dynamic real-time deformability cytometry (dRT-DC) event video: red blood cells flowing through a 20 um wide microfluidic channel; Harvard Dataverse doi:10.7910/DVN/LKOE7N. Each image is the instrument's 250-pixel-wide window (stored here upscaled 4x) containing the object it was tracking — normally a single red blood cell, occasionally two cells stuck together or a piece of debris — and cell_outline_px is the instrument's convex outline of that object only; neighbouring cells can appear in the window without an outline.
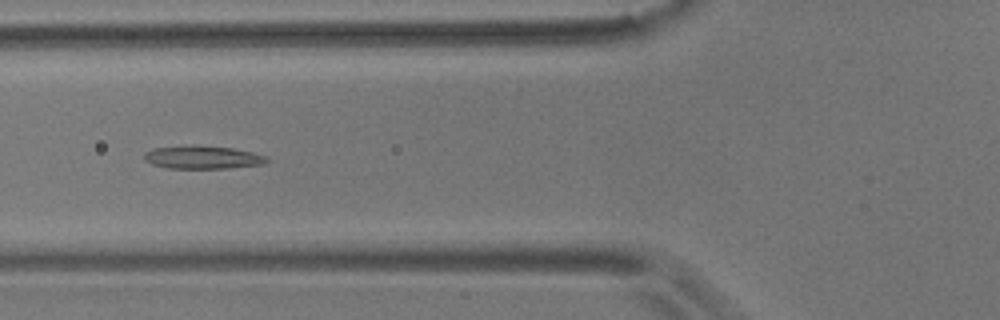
{"species": "common noctule bat (a hibernating species)", "species_latin": "Nyctalus noctula", "temperature_condition": "room temperature", "stored_images_in_passage": 47, "camera_frame_rate_fps": 3000, "um_per_image_px": 0.085, "animal": {"sex": "male", "body_mass_g": 17.9}, "frame": {"image": 1, "passage_image": 12, "time_ms": 3.667, "image_size_px": [1000, 320], "cell_outline_px": [[268, 160], [264, 164], [224, 168], [168, 168], [152, 164], [144, 160], [144, 152], [152, 148], [232, 148], [252, 152], [264, 156]], "centroid_in_image_um": [17.21, 13.42], "position_along_channel_um": 108.6, "area_um2": 15.37}}
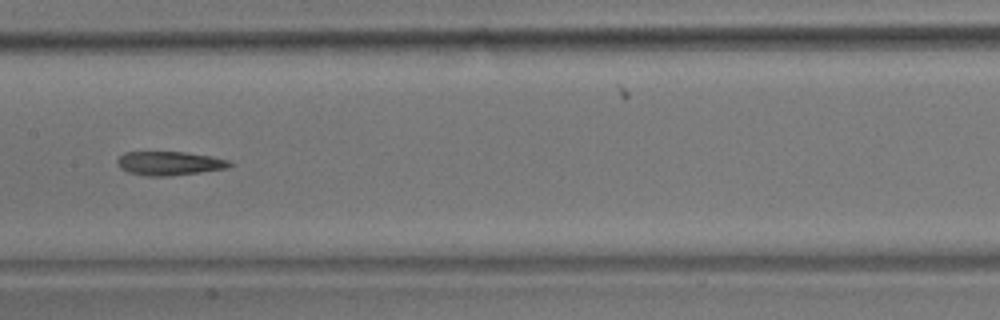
{"frame": {"image": 2, "passage_image": 19, "time_ms": 6.0, "image_size_px": [1000, 320], "cell_outline_px": [[232, 164], [228, 168], [168, 176], [148, 176], [128, 172], [120, 168], [116, 164], [116, 160], [124, 152], [184, 152], [208, 156], [228, 160]], "centroid_in_image_um": [14.34, 13.88], "position_along_channel_um": 193.1, "area_um2": 15.43}}
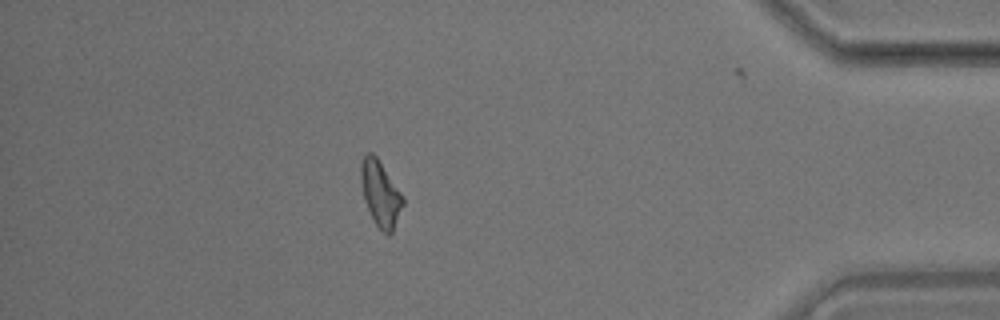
{"frame": {"image": 3, "passage_image": 40, "time_ms": 13.0, "image_size_px": [1000, 320], "cell_outline_px": [[404, 204], [392, 232], [388, 236], [376, 224], [364, 200], [360, 180], [360, 164], [364, 156], [368, 152], [372, 152], [376, 156], [404, 196]], "centroid_in_image_um": [32.34, 16.43], "position_along_channel_um": 402.9, "area_um2": 15.95}, "authors_computed_cell_mechanics": {"area_um2": 15.9528, "velocity_mm_per_s": 3.6054, "shape_relaxation_time_tau1_ms": null, "shape_relaxation_time_tau2_ms": 5.6282, "deformation_change_tau1": null, "deformation_change_tau2": 0.1654}}